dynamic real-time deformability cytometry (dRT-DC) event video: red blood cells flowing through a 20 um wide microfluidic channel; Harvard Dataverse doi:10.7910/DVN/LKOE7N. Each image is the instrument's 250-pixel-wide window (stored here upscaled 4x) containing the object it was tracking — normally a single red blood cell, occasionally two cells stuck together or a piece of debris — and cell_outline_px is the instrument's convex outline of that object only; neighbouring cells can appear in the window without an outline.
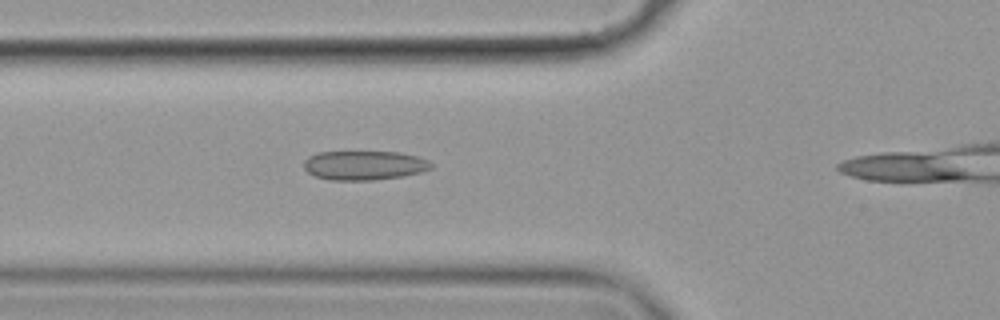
{"species": "common noctule bat (a hibernating species)", "species_latin": "Nyctalus noctula", "temperature_condition": "cold", "stored_images_in_passage": 37, "camera_frame_rate_fps": 3000, "um_per_image_px": 0.085, "animal": {"sex": "female", "body_mass_g": 19.9}, "frame": {"image": 1, "passage_image": 11, "time_ms": 3.333, "image_size_px": [1000, 320], "cell_outline_px": [[432, 168], [420, 172], [404, 176], [376, 180], [332, 180], [316, 176], [308, 172], [304, 168], [304, 160], [308, 156], [320, 152], [400, 152], [416, 156], [428, 160], [432, 164]], "centroid_in_image_um": [30.97, 14.05], "position_along_channel_um": 94.8, "area_um2": 21.68}}
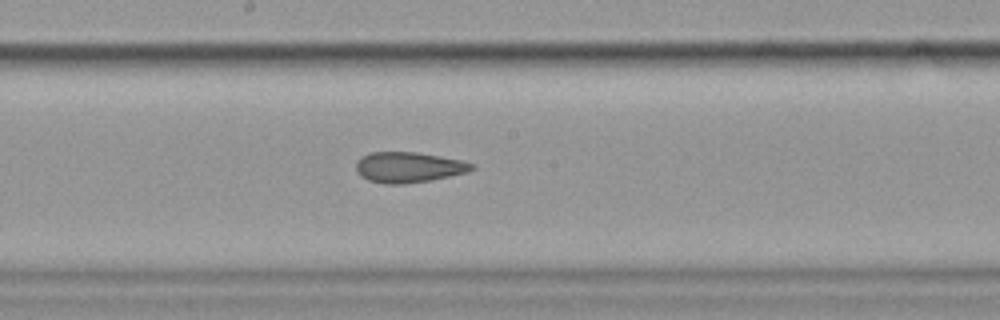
{"frame": {"image": 2, "passage_image": 21, "time_ms": 6.667, "image_size_px": [1000, 320], "cell_outline_px": [[476, 168], [468, 172], [432, 180], [404, 184], [388, 184], [368, 180], [360, 176], [356, 172], [356, 160], [360, 156], [372, 152], [416, 152], [440, 156], [460, 160], [476, 164]], "centroid_in_image_um": [34.72, 14.22], "position_along_channel_um": 213.5, "area_um2": 20.81}}
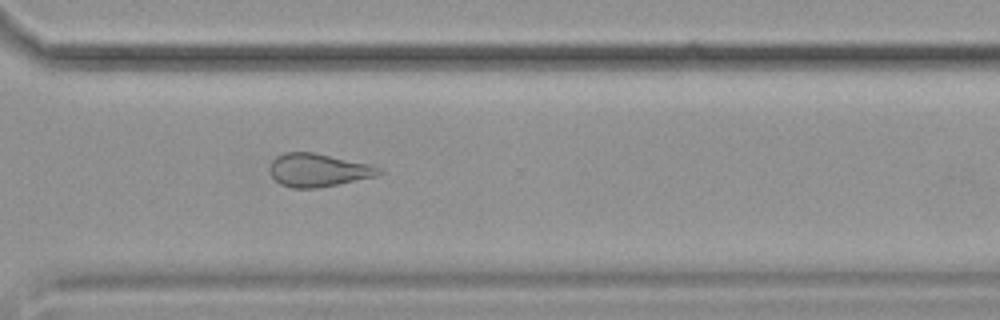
{"frame": {"image": 3, "passage_image": 32, "time_ms": 10.333, "image_size_px": [1000, 320], "cell_outline_px": [[384, 172], [376, 176], [316, 188], [292, 188], [280, 184], [268, 172], [268, 168], [272, 160], [276, 156], [284, 152], [312, 152], [372, 164], [384, 168]], "centroid_in_image_um": [27.05, 14.45], "position_along_channel_um": 343.6, "area_um2": 21.27}}